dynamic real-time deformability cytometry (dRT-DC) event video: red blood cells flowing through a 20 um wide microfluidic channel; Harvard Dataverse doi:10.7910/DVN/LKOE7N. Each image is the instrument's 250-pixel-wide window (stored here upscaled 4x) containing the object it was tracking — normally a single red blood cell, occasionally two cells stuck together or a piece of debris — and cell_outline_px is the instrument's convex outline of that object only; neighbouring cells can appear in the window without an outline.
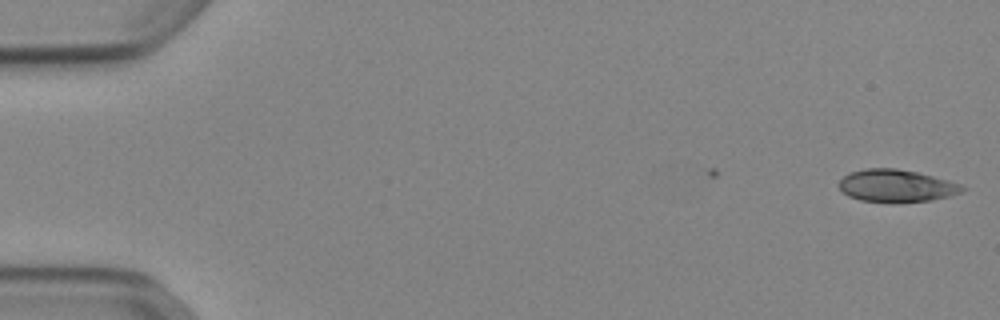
{"species": "Egyptian fruit bat (a non-hibernating species)", "species_latin": "Rousettus aegyptiacus", "temperature_condition": "cold", "stored_images_in_passage": 2, "camera_frame_rate_fps": 3000, "um_per_image_px": 0.085, "animal": {"sex": "female"}, "frame": {"image": 1, "passage_image": 2, "time_ms": 0.333, "image_size_px": [1000, 320], "cell_outline_px": [[968, 188], [964, 192], [932, 200], [892, 204], [860, 200], [848, 196], [840, 188], [840, 180], [844, 176], [852, 172], [864, 168], [896, 168], [916, 172], [948, 180], [960, 184]], "centroid_in_image_um": [76.22, 15.82], "position_along_channel_um": 8.8, "area_um2": 23.58}}